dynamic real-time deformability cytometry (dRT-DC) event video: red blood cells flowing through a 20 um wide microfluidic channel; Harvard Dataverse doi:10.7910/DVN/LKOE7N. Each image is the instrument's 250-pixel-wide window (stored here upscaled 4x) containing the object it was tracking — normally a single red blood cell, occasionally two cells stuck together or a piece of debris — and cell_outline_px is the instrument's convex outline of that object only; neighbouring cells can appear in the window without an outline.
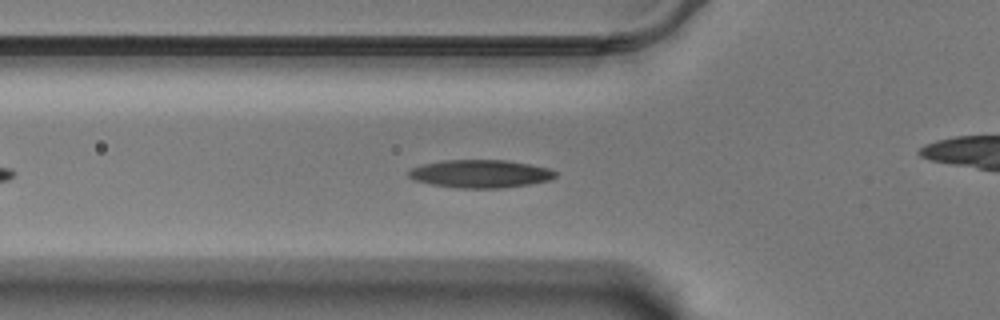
{"species": "Egyptian fruit bat (a non-hibernating species)", "species_latin": "Rousettus aegyptiacus", "temperature_condition": "warm", "stored_images_in_passage": 31, "camera_frame_rate_fps": 3000, "um_per_image_px": 0.085, "animal": {"sex": "male"}, "frame": {"image": 1, "passage_image": 9, "time_ms": 2.667, "image_size_px": [1000, 320], "cell_outline_px": [[556, 176], [548, 180], [528, 184], [500, 188], [456, 188], [432, 184], [412, 180], [408, 176], [408, 172], [412, 168], [424, 164], [444, 160], [508, 160], [548, 168], [556, 172]], "centroid_in_image_um": [40.8, 14.77], "position_along_channel_um": 85.0, "area_um2": 23.76}}
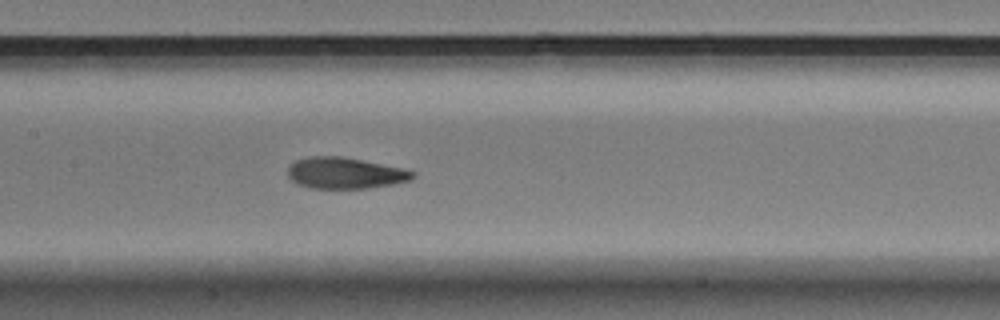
{"frame": {"image": 2, "passage_image": 17, "time_ms": 5.333, "image_size_px": [1000, 320], "cell_outline_px": [[416, 176], [412, 180], [392, 184], [368, 188], [312, 188], [296, 184], [288, 176], [288, 168], [296, 160], [308, 156], [340, 156], [404, 168], [416, 172]], "centroid_in_image_um": [29.35, 14.71], "position_along_channel_um": 178.0, "area_um2": 22.77}}
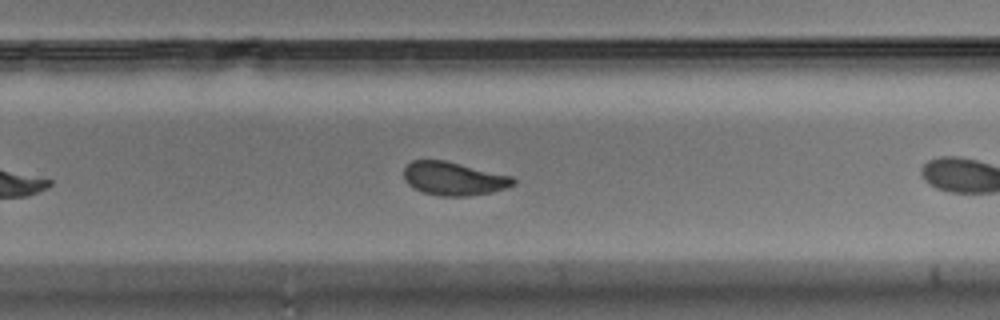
{"frame": {"image": 3, "passage_image": 23, "time_ms": 7.333, "image_size_px": [1000, 320], "cell_outline_px": [[516, 184], [492, 192], [468, 196], [440, 196], [424, 192], [408, 184], [404, 180], [404, 168], [412, 160], [444, 160], [512, 176], [516, 180]], "centroid_in_image_um": [38.57, 15.18], "position_along_channel_um": 291.2, "area_um2": 21.15}}